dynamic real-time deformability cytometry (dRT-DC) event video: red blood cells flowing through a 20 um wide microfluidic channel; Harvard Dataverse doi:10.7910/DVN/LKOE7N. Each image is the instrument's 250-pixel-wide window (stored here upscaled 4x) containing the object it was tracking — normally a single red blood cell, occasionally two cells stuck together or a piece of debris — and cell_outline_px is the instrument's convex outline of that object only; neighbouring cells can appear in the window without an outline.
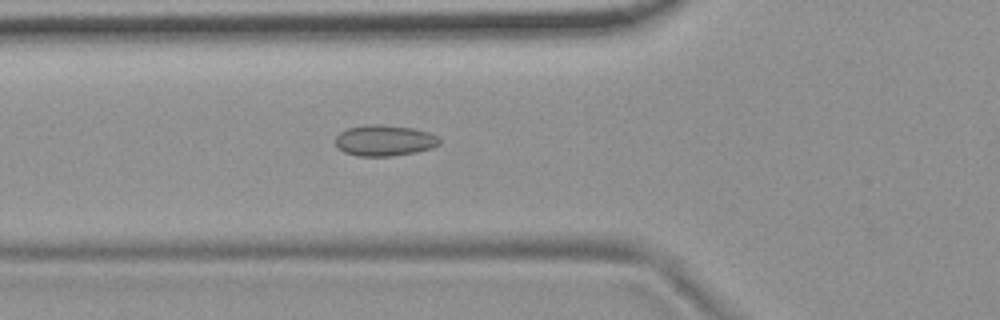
{"species": "common noctule bat (a hibernating species)", "species_latin": "Nyctalus noctula", "temperature_condition": "room temperature", "stored_images_in_passage": 39, "camera_frame_rate_fps": 3000, "um_per_image_px": 0.085, "animal": {"sex": "female", "body_mass_g": 19.9}, "frame": {"image": 1, "passage_image": 4, "time_ms": 1.0, "image_size_px": [1000, 320], "cell_outline_px": [[440, 144], [432, 148], [416, 152], [392, 156], [360, 156], [344, 152], [336, 148], [336, 136], [340, 132], [348, 128], [368, 124], [380, 124], [412, 128], [428, 132], [436, 136], [440, 140]], "centroid_in_image_um": [32.66, 11.94], "position_along_channel_um": 93.1, "area_um2": 18.79}}
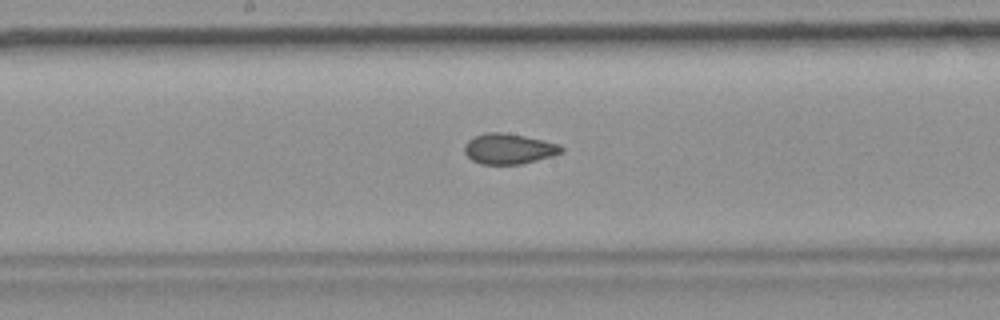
{"frame": {"image": 2, "passage_image": 13, "time_ms": 4.0, "image_size_px": [1000, 320], "cell_outline_px": [[564, 148], [560, 152], [552, 156], [520, 164], [480, 164], [472, 160], [464, 152], [464, 144], [468, 140], [484, 132], [500, 132], [524, 136], [560, 144]], "centroid_in_image_um": [43.22, 12.64], "position_along_channel_um": 205.0, "area_um2": 17.05}}
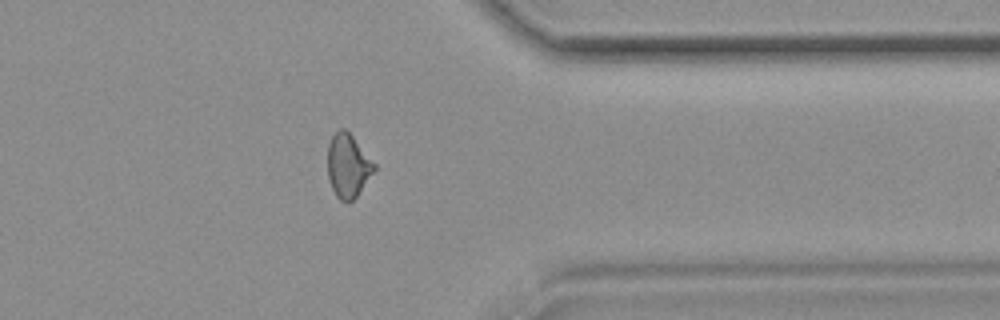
{"frame": {"image": 3, "passage_image": 28, "time_ms": 9.0, "image_size_px": [1000, 320], "cell_outline_px": [[376, 168], [356, 196], [352, 200], [340, 200], [336, 196], [332, 188], [328, 176], [328, 144], [332, 136], [340, 128], [344, 128], [352, 136], [376, 164]], "centroid_in_image_um": [29.57, 14.06], "position_along_channel_um": 381.8, "area_um2": 16.88}, "authors_computed_cell_mechanics": {"area_um2": 17.2244, "velocity_mm_per_s": 3.7198, "shape_relaxation_time_tau1_ms": null, "shape_relaxation_time_tau2_ms": 1.3348, "deformation_change_tau1": null, "deformation_change_tau2": 0.057}}